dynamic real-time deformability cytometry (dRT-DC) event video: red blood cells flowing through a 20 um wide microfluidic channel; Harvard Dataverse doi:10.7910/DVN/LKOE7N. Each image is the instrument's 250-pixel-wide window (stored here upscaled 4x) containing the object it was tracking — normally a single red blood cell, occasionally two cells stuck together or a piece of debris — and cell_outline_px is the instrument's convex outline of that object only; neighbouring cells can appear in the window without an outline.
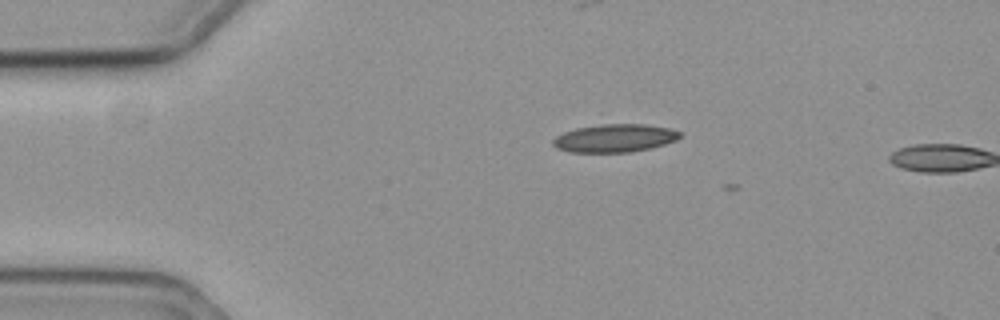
{"species": "common noctule bat (a hibernating species)", "species_latin": "Nyctalus noctula", "temperature_condition": "cold", "stored_images_in_passage": 5, "camera_frame_rate_fps": 3000, "um_per_image_px": 0.085, "animal": {"sex": "female", "body_mass_g": 19.3, "forearm_length_mm": 54.1}, "frame": {"image": 1, "passage_image": 3, "time_ms": 0.667, "image_size_px": [1000, 320], "cell_outline_px": [[680, 136], [676, 140], [664, 144], [648, 148], [628, 152], [572, 152], [556, 148], [552, 144], [552, 140], [556, 136], [564, 132], [576, 128], [600, 124], [644, 124], [668, 128], [680, 132]], "centroid_in_image_um": [52.21, 11.74], "position_along_channel_um": 32.8, "area_um2": 20.52}}